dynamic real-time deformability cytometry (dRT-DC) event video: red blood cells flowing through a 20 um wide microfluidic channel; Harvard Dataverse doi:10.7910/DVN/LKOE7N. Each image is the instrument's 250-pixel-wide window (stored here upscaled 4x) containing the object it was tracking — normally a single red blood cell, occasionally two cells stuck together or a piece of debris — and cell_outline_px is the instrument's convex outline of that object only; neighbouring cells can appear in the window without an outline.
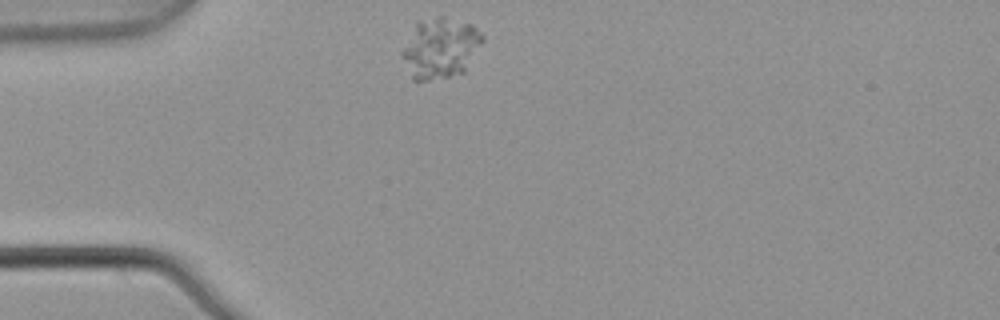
{"species": "common noctule bat (a hibernating species)", "species_latin": "Nyctalus noctula", "temperature_condition": "warm", "stored_images_in_passage": 2, "camera_frame_rate_fps": 3000, "um_per_image_px": 0.085, "animal": {"sex": "male", "body_mass_g": 21.5, "forearm_length_mm": 52.0}, "frame": {"image": 1, "passage_image": 1, "time_ms": 0.0, "image_size_px": [1000, 320], "cell_outline_px": [[484, 40], [464, 72], [448, 76], [428, 80], [412, 80], [400, 52], [416, 20], [436, 16], [444, 16], [472, 24], [484, 36]], "centroid_in_image_um": [37.41, 4.05], "position_along_channel_um": 47.6, "area_um2": 28.55}}